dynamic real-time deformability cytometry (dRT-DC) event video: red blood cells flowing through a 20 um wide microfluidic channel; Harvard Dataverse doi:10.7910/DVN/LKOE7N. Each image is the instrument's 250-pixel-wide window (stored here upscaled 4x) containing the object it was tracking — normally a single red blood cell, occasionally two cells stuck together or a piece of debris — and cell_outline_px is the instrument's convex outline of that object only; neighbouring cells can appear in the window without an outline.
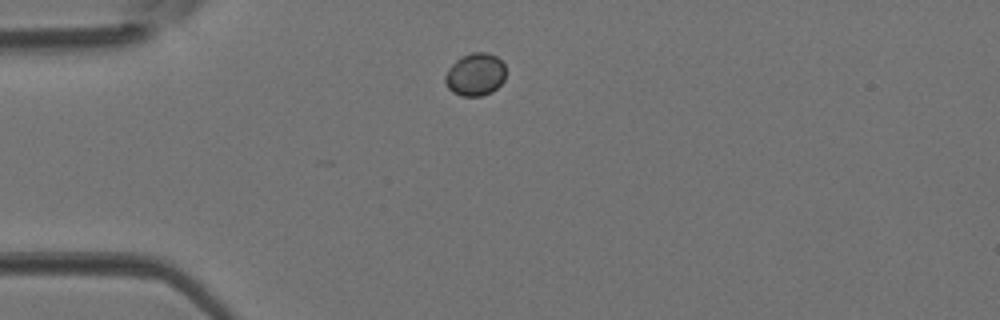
{"species": "Egyptian fruit bat (a non-hibernating species)", "species_latin": "Rousettus aegyptiacus", "temperature_condition": "room temperature", "stored_images_in_passage": 3, "camera_frame_rate_fps": 3000, "um_per_image_px": 0.085, "animal": {"sex": "female"}, "frame": {"image": 1, "passage_image": 1, "time_ms": 0.0, "image_size_px": [1000, 320], "cell_outline_px": [[504, 80], [492, 92], [480, 96], [460, 96], [452, 92], [448, 88], [444, 80], [444, 76], [448, 68], [460, 56], [472, 52], [488, 52], [496, 56], [504, 64]], "centroid_in_image_um": [40.37, 6.33], "position_along_channel_um": 44.6, "area_um2": 15.2}}
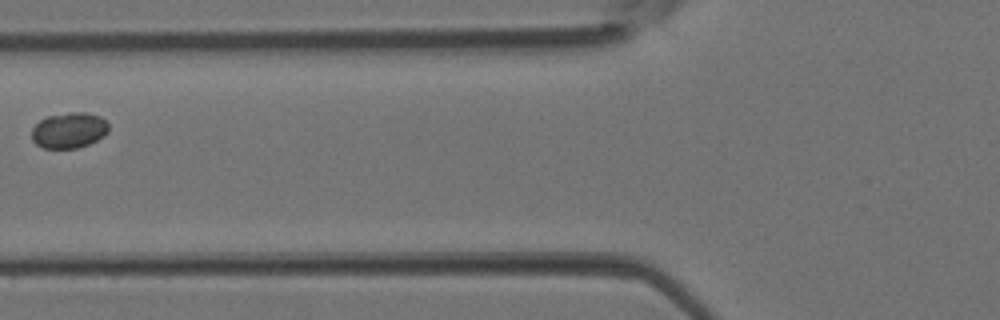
{"frame": {"image": 2, "passage_image": 3, "time_ms": 0.667, "image_size_px": [1000, 320], "cell_outline_px": [[108, 132], [104, 136], [88, 144], [76, 148], [44, 148], [36, 144], [32, 140], [32, 128], [40, 120], [48, 116], [68, 112], [84, 112], [100, 116], [108, 124]], "centroid_in_image_um": [5.86, 11.07], "position_along_channel_um": 119.9, "area_um2": 15.95}}